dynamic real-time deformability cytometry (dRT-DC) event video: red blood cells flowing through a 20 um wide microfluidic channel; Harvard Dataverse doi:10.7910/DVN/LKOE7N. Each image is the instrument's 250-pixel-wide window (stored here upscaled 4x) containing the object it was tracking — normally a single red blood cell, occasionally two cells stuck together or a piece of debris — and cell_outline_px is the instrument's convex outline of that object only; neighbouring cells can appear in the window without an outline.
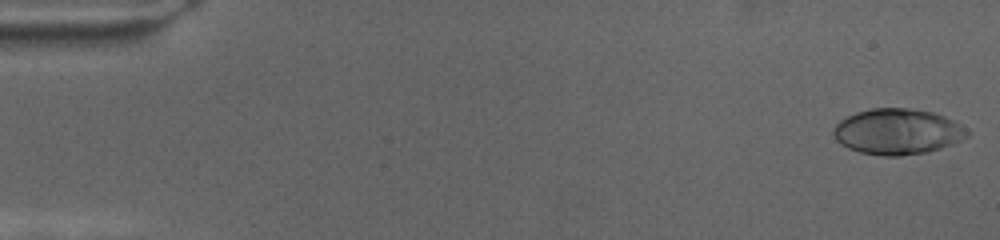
{"species": "human", "species_latin": "Homo sapiens", "temperature_condition": "cold", "stored_images_in_passage": 70, "camera_frame_rate_fps": 3000, "um_per_image_px": 0.085, "donor": {"sex": "female"}, "frame": {"image": 1, "passage_image": 1, "time_ms": 0.0, "image_size_px": [1000, 240], "cell_outline_px": [[972, 132], [968, 136], [952, 144], [928, 152], [900, 156], [880, 156], [860, 152], [848, 148], [840, 144], [836, 140], [832, 132], [836, 124], [840, 120], [856, 112], [872, 108], [908, 108], [932, 112], [944, 116], [960, 124]], "centroid_in_image_um": [76.28, 11.19], "position_along_channel_um": 8.7, "area_um2": 35.78}}
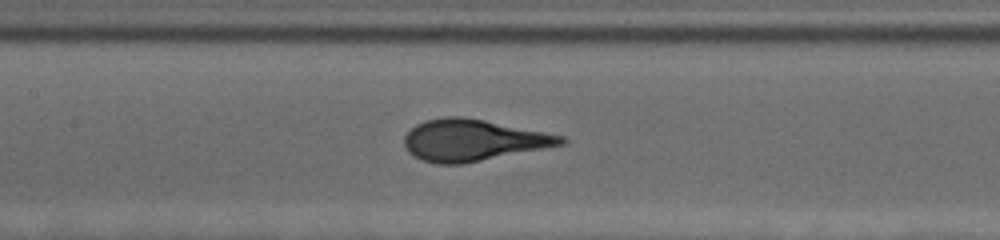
{"frame": {"image": 2, "passage_image": 33, "time_ms": 10.667, "image_size_px": [1000, 240], "cell_outline_px": [[568, 144], [460, 164], [436, 164], [420, 160], [408, 152], [404, 144], [404, 136], [416, 124], [424, 120], [444, 116], [460, 116], [484, 120], [564, 136], [568, 140]], "centroid_in_image_um": [40.19, 11.92], "position_along_channel_um": 167.2, "area_um2": 37.92}}
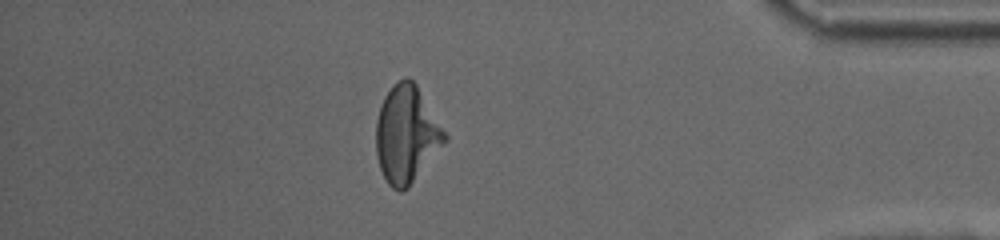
{"frame": {"image": 3, "passage_image": 61, "time_ms": 20.0, "image_size_px": [1000, 240], "cell_outline_px": [[448, 140], [408, 188], [400, 192], [392, 188], [388, 184], [380, 168], [376, 156], [376, 120], [384, 96], [392, 84], [404, 76], [408, 76], [416, 84], [448, 136]], "centroid_in_image_um": [34.55, 11.42], "position_along_channel_um": 400.7, "area_um2": 38.96}}